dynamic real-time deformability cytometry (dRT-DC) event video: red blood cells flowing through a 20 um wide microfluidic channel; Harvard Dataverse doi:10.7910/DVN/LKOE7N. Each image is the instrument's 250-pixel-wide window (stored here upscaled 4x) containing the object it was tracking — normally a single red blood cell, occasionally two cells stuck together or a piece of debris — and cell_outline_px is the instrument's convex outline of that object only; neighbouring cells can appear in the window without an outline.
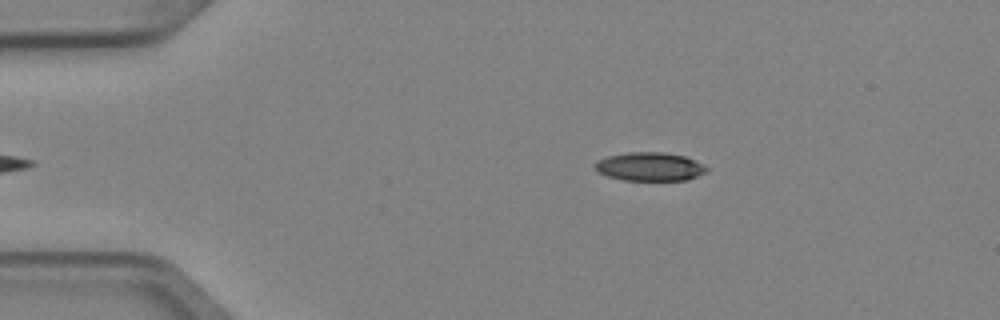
{"species": "Egyptian fruit bat (a non-hibernating species)", "species_latin": "Rousettus aegyptiacus", "temperature_condition": "cold", "stored_images_in_passage": 4, "camera_frame_rate_fps": 3000, "um_per_image_px": 0.085, "animal": {"sex": "female"}, "frame": {"image": 1, "passage_image": 4, "time_ms": 1.0, "image_size_px": [1000, 320], "cell_outline_px": [[708, 172], [688, 180], [624, 180], [608, 176], [596, 172], [592, 164], [596, 160], [608, 156], [628, 152], [664, 152], [684, 156], [704, 164], [708, 168]], "centroid_in_image_um": [55.21, 14.16], "position_along_channel_um": 29.8, "area_um2": 18.84}}